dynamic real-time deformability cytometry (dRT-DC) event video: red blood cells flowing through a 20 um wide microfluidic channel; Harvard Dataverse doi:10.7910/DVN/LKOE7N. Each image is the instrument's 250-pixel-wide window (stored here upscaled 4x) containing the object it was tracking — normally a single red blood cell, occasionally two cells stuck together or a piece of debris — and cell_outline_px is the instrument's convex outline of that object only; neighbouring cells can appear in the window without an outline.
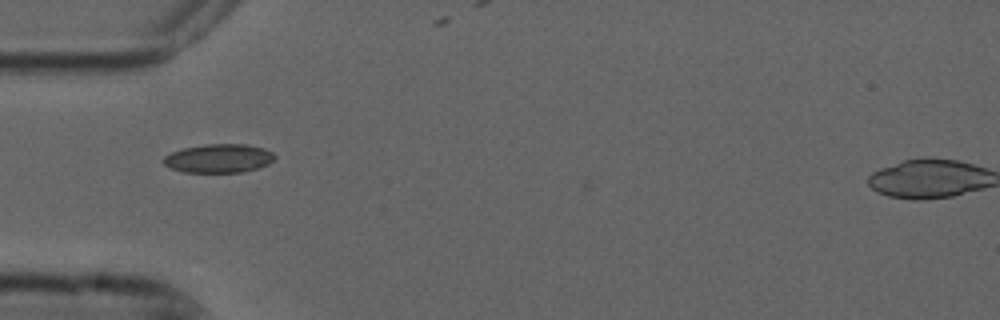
{"species": "common noctule bat (a hibernating species)", "species_latin": "Nyctalus noctula", "temperature_condition": "cold", "stored_images_in_passage": 4, "camera_frame_rate_fps": 3000, "um_per_image_px": 0.085, "animal": {"sex": "male", "forearm_length_mm": 52.5}, "frame": {"image": 1, "passage_image": 1, "time_ms": 0.0, "image_size_px": [1000, 320], "cell_outline_px": [[276, 156], [268, 164], [256, 168], [240, 172], [184, 172], [172, 168], [164, 164], [160, 160], [164, 156], [172, 152], [184, 148], [204, 144], [248, 144], [264, 148], [272, 152]], "centroid_in_image_um": [18.58, 13.45], "position_along_channel_um": 66.4, "area_um2": 18.55}}
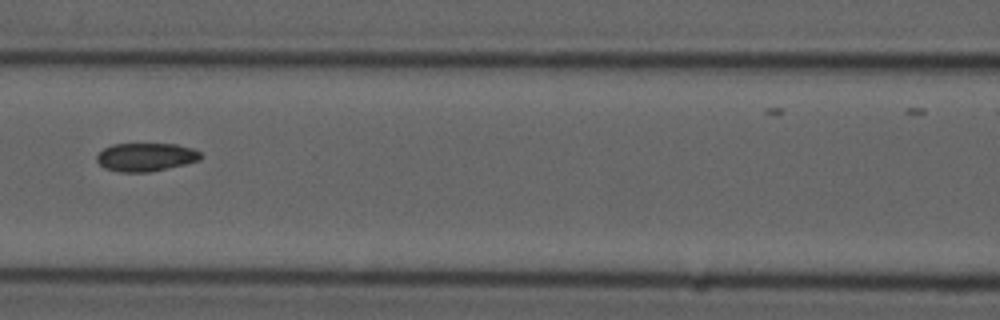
{"frame": {"image": 2, "passage_image": 3, "time_ms": 0.667, "image_size_px": [1000, 320], "cell_outline_px": [[204, 156], [200, 160], [184, 164], [148, 172], [120, 172], [104, 168], [96, 160], [96, 156], [104, 148], [112, 144], [176, 144], [192, 148], [200, 152]], "centroid_in_image_um": [12.39, 13.35], "position_along_channel_um": 154.2, "area_um2": 17.11}}
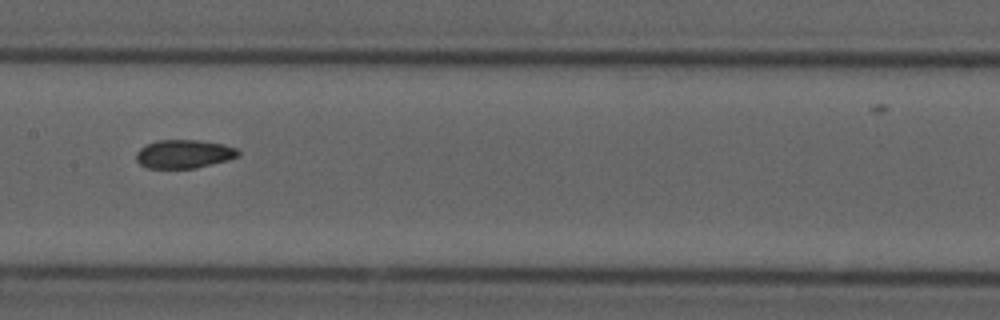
{"frame": {"image": 3, "passage_image": 4, "time_ms": 1.0, "image_size_px": [1000, 320], "cell_outline_px": [[240, 156], [228, 160], [196, 168], [148, 168], [140, 164], [136, 160], [136, 152], [140, 148], [156, 140], [196, 140], [224, 144], [236, 148], [240, 152]], "centroid_in_image_um": [15.65, 13.09], "position_along_channel_um": 191.8, "area_um2": 16.99}}